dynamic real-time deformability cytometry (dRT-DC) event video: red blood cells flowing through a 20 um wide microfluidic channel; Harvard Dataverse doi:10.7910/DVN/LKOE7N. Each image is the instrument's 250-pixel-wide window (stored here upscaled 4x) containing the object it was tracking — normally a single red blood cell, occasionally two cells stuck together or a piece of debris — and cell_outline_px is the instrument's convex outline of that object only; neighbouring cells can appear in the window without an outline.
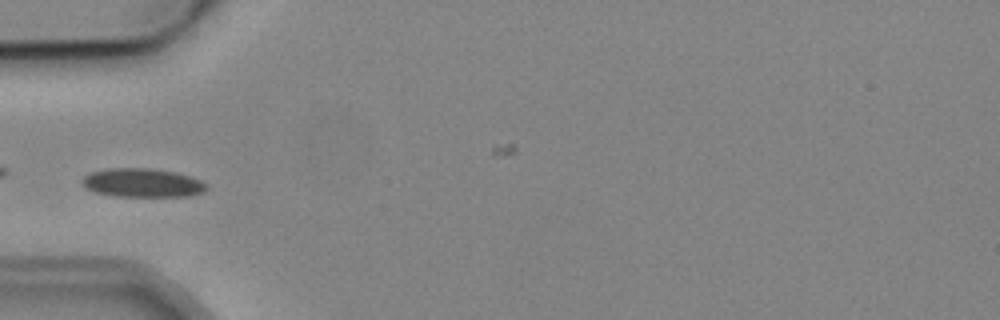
{"species": "common noctule bat (a hibernating species)", "species_latin": "Nyctalus noctula", "temperature_condition": "cold", "stored_images_in_passage": 6, "camera_frame_rate_fps": 3000, "um_per_image_px": 0.085, "animal": {"sex": "male", "body_mass_g": 19.2, "forearm_length_mm": 51.8}, "frame": {"image": 1, "passage_image": 5, "time_ms": 4.667, "image_size_px": [1000, 320], "cell_outline_px": [[208, 188], [204, 192], [188, 196], [116, 196], [96, 192], [84, 188], [80, 180], [84, 176], [92, 172], [108, 168], [152, 168], [176, 172], [200, 180], [208, 184]], "centroid_in_image_um": [12.1, 15.53], "position_along_channel_um": 72.9, "area_um2": 20.92}}